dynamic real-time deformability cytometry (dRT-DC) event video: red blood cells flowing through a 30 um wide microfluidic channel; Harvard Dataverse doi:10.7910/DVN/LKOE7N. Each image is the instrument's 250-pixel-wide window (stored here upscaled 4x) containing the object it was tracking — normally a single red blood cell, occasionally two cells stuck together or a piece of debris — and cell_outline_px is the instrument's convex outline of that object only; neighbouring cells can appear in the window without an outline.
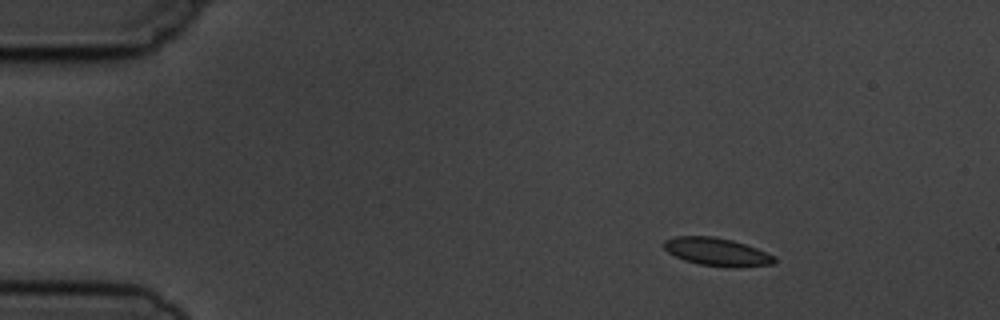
{"species": "common noctule bat (a hibernating species)", "species_latin": "Nyctalus noctula", "temperature_condition": "cold", "stored_images_in_passage": 3, "camera_frame_rate_fps": 3000, "um_per_image_px": 0.085, "animal": {"sex": "male", "body_mass_g": 19.5, "forearm_length_mm": 54.6}, "frame": {"image": 1, "passage_image": 1, "time_ms": 0.0, "image_size_px": [1000, 320], "cell_outline_px": [[776, 260], [772, 264], [736, 268], [728, 268], [700, 264], [684, 260], [668, 252], [664, 248], [664, 240], [676, 236], [716, 236], [732, 240], [756, 248], [776, 256]], "centroid_in_image_um": [60.95, 21.41], "position_along_channel_um": 24.0, "area_um2": 18.09}}